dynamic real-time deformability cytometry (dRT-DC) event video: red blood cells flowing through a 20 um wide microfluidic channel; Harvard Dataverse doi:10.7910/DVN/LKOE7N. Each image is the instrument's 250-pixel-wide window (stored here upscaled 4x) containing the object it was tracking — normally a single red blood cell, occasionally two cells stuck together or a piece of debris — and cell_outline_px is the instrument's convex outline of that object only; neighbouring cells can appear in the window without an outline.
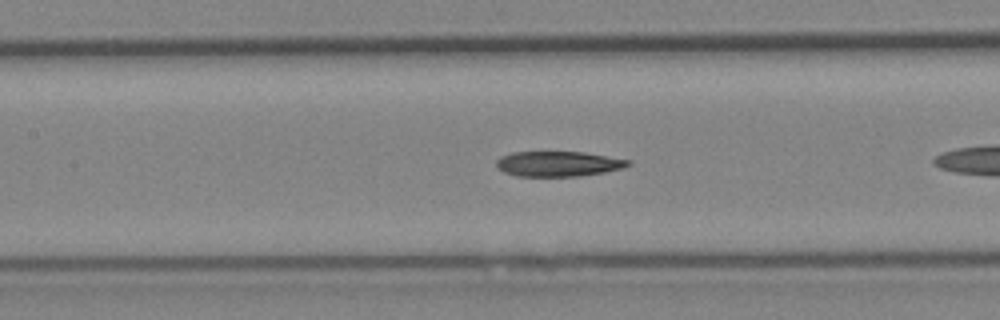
{"species": "Egyptian fruit bat (a non-hibernating species)", "species_latin": "Rousettus aegyptiacus", "temperature_condition": "cold", "stored_images_in_passage": 15, "camera_frame_rate_fps": 3000, "um_per_image_px": 0.085, "animal": {"sex": "female"}, "frame": {"image": 1, "passage_image": 7, "time_ms": 2.0, "image_size_px": [1000, 320], "cell_outline_px": [[632, 164], [624, 168], [604, 172], [580, 176], [516, 176], [504, 172], [496, 164], [496, 160], [500, 156], [512, 152], [584, 152], [632, 160]], "centroid_in_image_um": [47.49, 13.92], "position_along_channel_um": 159.9, "area_um2": 19.42}}
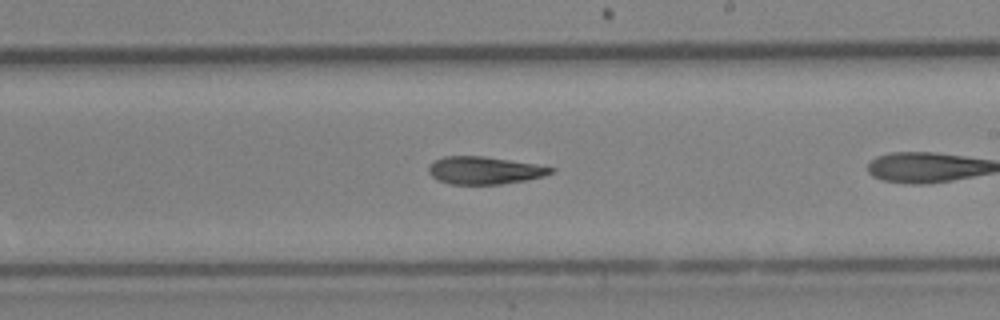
{"frame": {"image": 2, "passage_image": 13, "time_ms": 4.0, "image_size_px": [1000, 320], "cell_outline_px": [[556, 168], [552, 172], [544, 176], [528, 180], [500, 184], [448, 184], [436, 180], [428, 172], [428, 164], [432, 160], [444, 156], [484, 156]], "centroid_in_image_um": [41.1, 14.48], "position_along_channel_um": 247.9, "area_um2": 19.71}}